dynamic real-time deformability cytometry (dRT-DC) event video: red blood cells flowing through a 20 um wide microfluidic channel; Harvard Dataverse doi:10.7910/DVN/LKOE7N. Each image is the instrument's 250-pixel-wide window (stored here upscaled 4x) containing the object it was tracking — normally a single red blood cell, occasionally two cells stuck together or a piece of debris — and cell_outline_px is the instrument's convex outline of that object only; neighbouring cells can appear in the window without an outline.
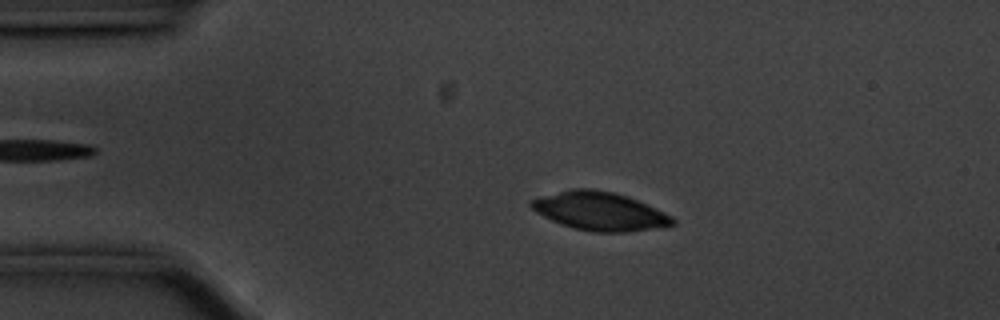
{"species": "common noctule bat (a hibernating species)", "species_latin": "Nyctalus noctula", "temperature_condition": "cold", "stored_images_in_passage": 56, "camera_frame_rate_fps": 3000, "um_per_image_px": 0.085, "animal": {"sex": "male", "body_mass_g": 20.1, "forearm_length_mm": 53.5}, "frame": {"image": 1, "passage_image": 11, "time_ms": 3.333, "image_size_px": [1000, 320], "cell_outline_px": [[676, 224], [664, 228], [624, 232], [592, 232], [560, 224], [536, 212], [528, 204], [532, 200], [544, 196], [572, 188], [592, 188], [612, 192], [628, 196], [656, 208], [672, 216], [676, 220]], "centroid_in_image_um": [51.05, 17.96], "position_along_channel_um": 34.0, "area_um2": 31.67}}
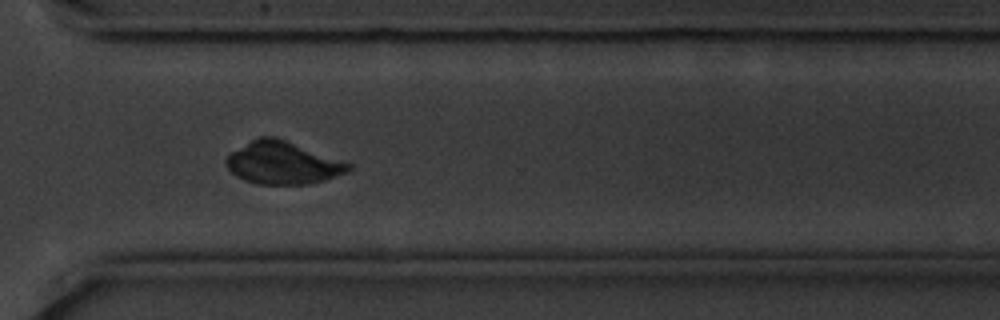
{"frame": {"image": 2, "passage_image": 41, "time_ms": 13.333, "image_size_px": [1000, 320], "cell_outline_px": [[352, 168], [348, 172], [312, 184], [256, 184], [244, 180], [236, 176], [228, 168], [224, 160], [232, 152], [252, 140], [260, 136], [272, 136], [284, 140], [352, 164]], "centroid_in_image_um": [24.03, 13.87], "position_along_channel_um": 346.6, "area_um2": 29.88}}
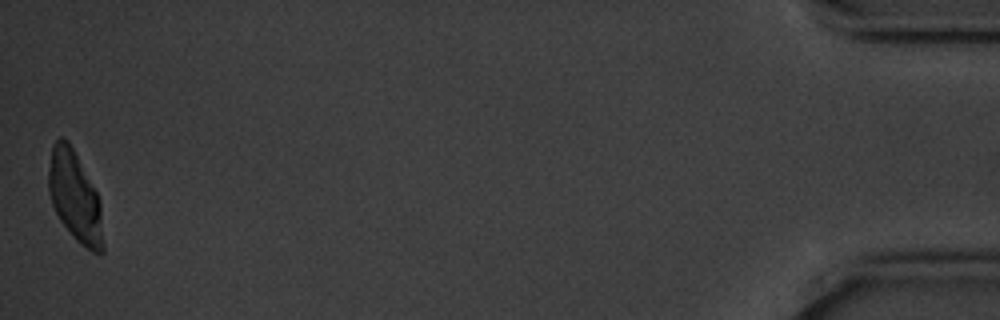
{"frame": {"image": 3, "passage_image": 56, "time_ms": 18.333, "image_size_px": [1000, 320], "cell_outline_px": [[104, 252], [100, 256], [92, 252], [80, 244], [72, 236], [60, 220], [52, 204], [48, 192], [48, 172], [52, 144], [60, 136], [64, 136], [68, 140], [96, 192], [100, 200], [104, 244]], "centroid_in_image_um": [6.37, 16.76], "position_along_channel_um": 428.8, "area_um2": 28.9}}